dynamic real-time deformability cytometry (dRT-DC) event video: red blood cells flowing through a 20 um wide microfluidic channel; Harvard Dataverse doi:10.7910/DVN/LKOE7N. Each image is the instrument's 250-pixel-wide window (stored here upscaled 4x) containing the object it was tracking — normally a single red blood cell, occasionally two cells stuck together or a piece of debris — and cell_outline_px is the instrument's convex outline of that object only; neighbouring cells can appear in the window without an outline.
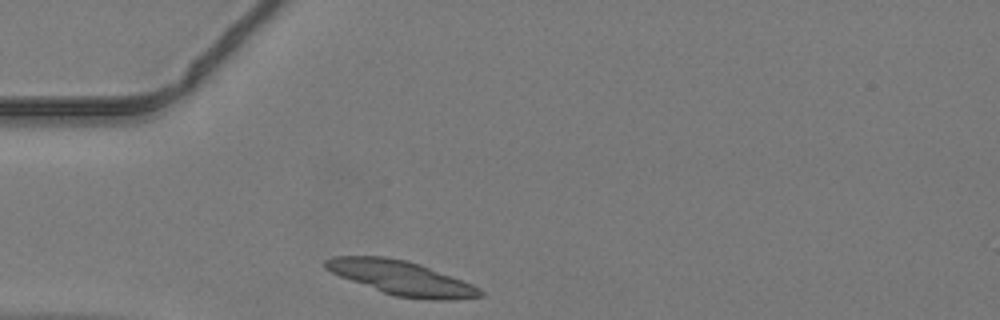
{"species": "common noctule bat (a hibernating species)", "species_latin": "Nyctalus noctula", "temperature_condition": "warm", "stored_images_in_passage": 35, "camera_frame_rate_fps": 3000, "um_per_image_px": 0.085, "animal": {"sex": "male", "body_mass_g": 19.2, "forearm_length_mm": 51.8}, "frame": {"image": 1, "passage_image": 1, "time_ms": 0.0, "image_size_px": [1000, 320], "cell_outline_px": [[484, 296], [452, 300], [428, 300], [396, 296], [384, 292], [340, 276], [324, 268], [324, 260], [332, 256], [384, 256], [408, 260], [420, 264], [464, 280], [480, 288], [484, 292]], "centroid_in_image_um": [34.16, 23.62], "position_along_channel_um": 50.8, "area_um2": 30.81}}